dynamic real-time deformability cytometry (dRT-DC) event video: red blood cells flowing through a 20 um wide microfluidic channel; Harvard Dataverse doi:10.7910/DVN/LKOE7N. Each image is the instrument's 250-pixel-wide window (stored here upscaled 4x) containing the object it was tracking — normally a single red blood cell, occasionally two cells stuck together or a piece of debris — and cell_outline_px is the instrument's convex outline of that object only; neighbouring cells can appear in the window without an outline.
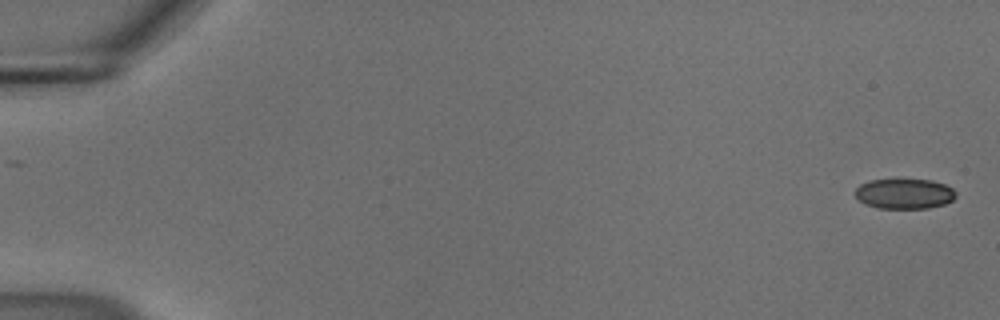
{"species": "common noctule bat (a hibernating species)", "species_latin": "Nyctalus noctula", "temperature_condition": "cold", "stored_images_in_passage": 55, "camera_frame_rate_fps": 3000, "um_per_image_px": 0.085, "animal": {"sex": "male", "body_mass_g": 18.8}, "frame": {"image": 1, "passage_image": 1, "time_ms": 0.0, "image_size_px": [1000, 320], "cell_outline_px": [[956, 196], [952, 200], [944, 204], [928, 208], [876, 208], [864, 204], [852, 192], [860, 184], [868, 180], [932, 180], [944, 184], [952, 188], [956, 192]], "centroid_in_image_um": [76.84, 16.47], "position_along_channel_um": 8.2, "area_um2": 17.74}}
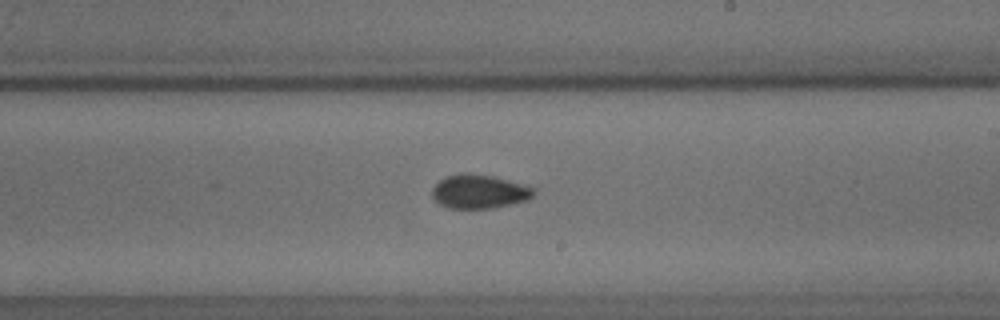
{"frame": {"image": 2, "passage_image": 33, "time_ms": 10.667, "image_size_px": [1000, 320], "cell_outline_px": [[536, 188], [532, 196], [524, 200], [492, 208], [448, 208], [440, 204], [432, 196], [432, 188], [444, 176], [460, 172], [472, 172], [492, 176], [524, 184]], "centroid_in_image_um": [40.69, 16.25], "position_along_channel_um": 248.3, "area_um2": 20.06}}
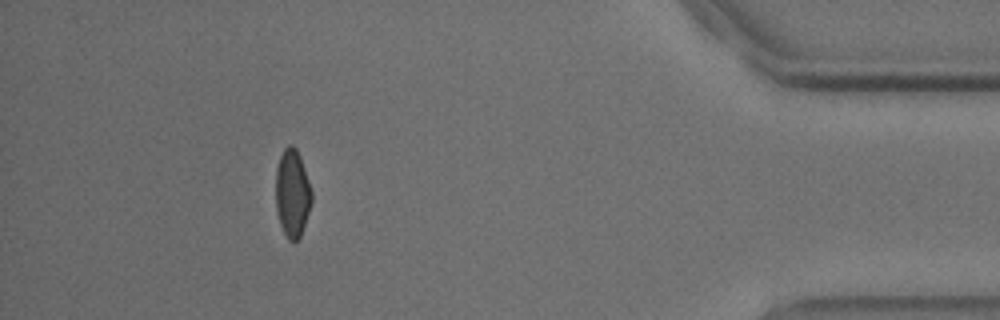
{"frame": {"image": 3, "passage_image": 50, "time_ms": 16.333, "image_size_px": [1000, 320], "cell_outline_px": [[312, 204], [300, 236], [296, 240], [288, 240], [280, 224], [276, 212], [276, 168], [280, 156], [284, 148], [288, 144], [292, 144], [296, 148], [300, 156], [312, 192]], "centroid_in_image_um": [24.84, 16.41], "position_along_channel_um": 410.4, "area_um2": 18.38}, "authors_computed_cell_mechanics": {"area_um2": 19.3052, "velocity_mm_per_s": 3.7108, "shape_relaxation_time_tau1_ms": 4.5311, "shape_relaxation_time_tau2_ms": 4.8557, "deformation_change_tau1": 0.1045, "deformation_change_tau2": 0.0795}}